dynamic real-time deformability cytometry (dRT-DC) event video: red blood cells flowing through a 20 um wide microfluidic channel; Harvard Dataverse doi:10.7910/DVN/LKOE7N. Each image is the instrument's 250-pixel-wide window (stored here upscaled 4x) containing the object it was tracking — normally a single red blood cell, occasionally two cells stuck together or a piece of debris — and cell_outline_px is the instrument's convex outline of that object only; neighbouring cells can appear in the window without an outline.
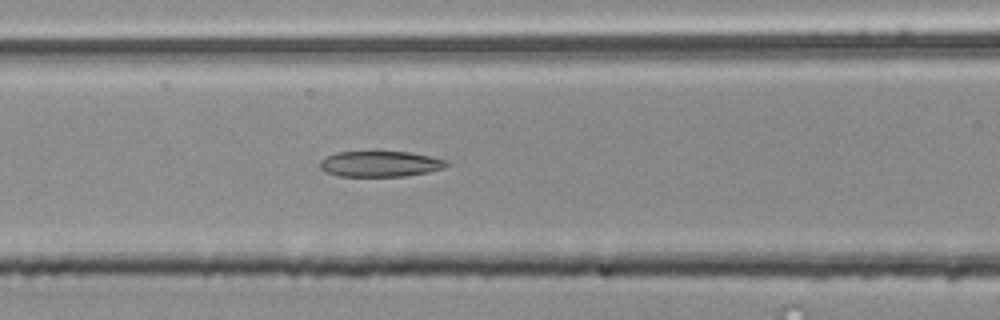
{"species": "common noctule bat (a hibernating species)", "species_latin": "Nyctalus noctula", "temperature_condition": "room temperature", "stored_images_in_passage": 44, "camera_frame_rate_fps": 3000, "um_per_image_px": 0.085, "animal": {"sex": "male", "body_mass_g": 20.4}, "frame": {"image": 1, "passage_image": 12, "time_ms": 3.667, "image_size_px": [1000, 320], "cell_outline_px": [[448, 164], [444, 168], [428, 172], [404, 176], [336, 176], [324, 172], [320, 168], [320, 160], [324, 156], [336, 152], [408, 152], [448, 160]], "centroid_in_image_um": [32.26, 13.94], "position_along_channel_um": 134.3, "area_um2": 19.02}}
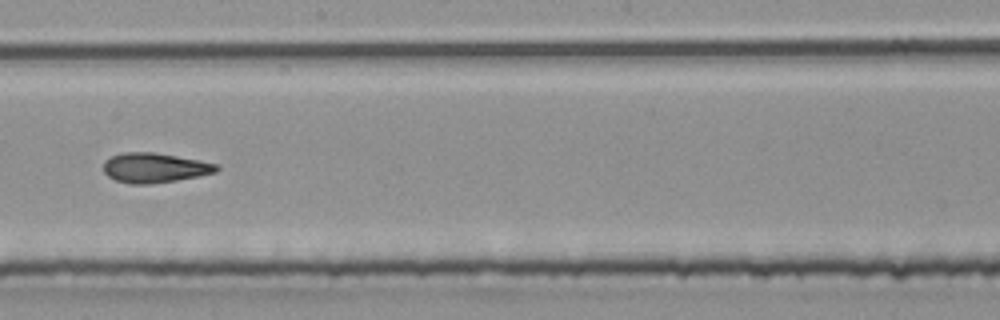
{"frame": {"image": 2, "passage_image": 20, "time_ms": 6.333, "image_size_px": [1000, 320], "cell_outline_px": [[220, 168], [216, 172], [176, 180], [148, 184], [128, 184], [116, 180], [108, 176], [104, 172], [104, 160], [112, 156], [124, 152], [152, 152], [200, 160], [216, 164]], "centroid_in_image_um": [13.11, 14.26], "position_along_channel_um": 235.1, "area_um2": 19.42}}
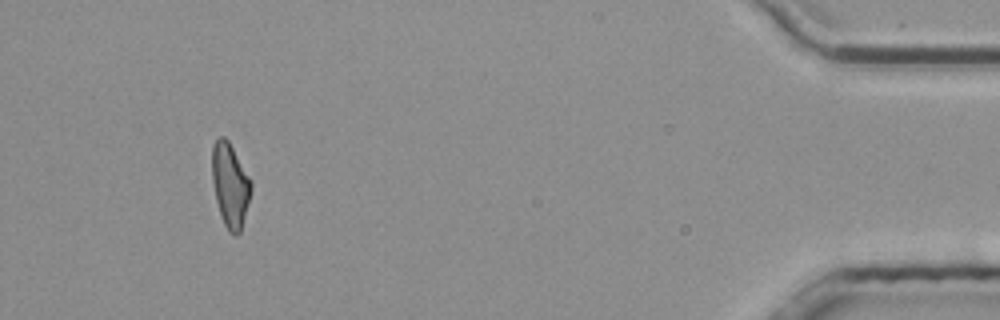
{"frame": {"image": 3, "passage_image": 40, "time_ms": 13.0, "image_size_px": [1000, 320], "cell_outline_px": [[252, 188], [240, 232], [236, 236], [232, 236], [228, 232], [224, 224], [216, 200], [212, 180], [212, 144], [216, 136], [224, 136], [228, 140], [248, 176], [252, 184]], "centroid_in_image_um": [19.54, 15.72], "position_along_channel_um": 415.7, "area_um2": 18.96}, "authors_computed_cell_mechanics": {"area_um2": 19.2185, "velocity_mm_per_s": 3.7922, "shape_relaxation_time_tau1_ms": null, "shape_relaxation_time_tau2_ms": 5.2653, "deformation_change_tau1": null, "deformation_change_tau2": 0.1619}}